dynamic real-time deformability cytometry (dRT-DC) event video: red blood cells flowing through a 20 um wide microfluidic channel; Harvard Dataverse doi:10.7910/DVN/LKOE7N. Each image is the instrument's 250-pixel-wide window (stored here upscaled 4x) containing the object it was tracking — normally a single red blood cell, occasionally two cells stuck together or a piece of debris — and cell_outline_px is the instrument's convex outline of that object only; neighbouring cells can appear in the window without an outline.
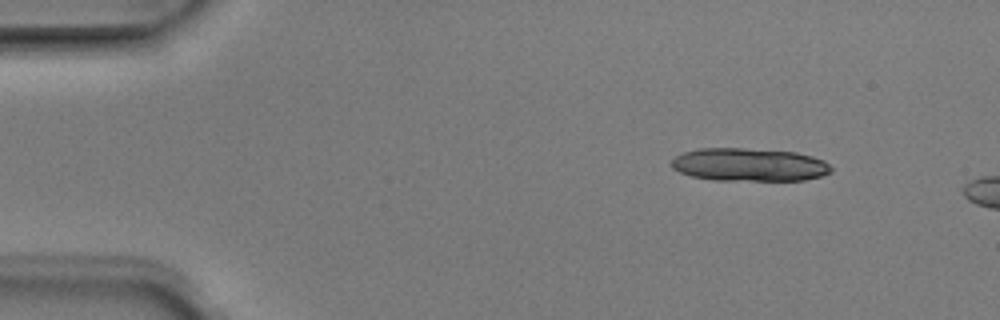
{"species": "Egyptian fruit bat (a non-hibernating species)", "species_latin": "Rousettus aegyptiacus", "temperature_condition": "room temperature", "stored_images_in_passage": 2, "camera_frame_rate_fps": 3000, "um_per_image_px": 0.085, "animal": {"sex": "male"}, "frame": {"image": 1, "passage_image": 1, "time_ms": 0.0, "image_size_px": [1000, 320], "cell_outline_px": [[832, 172], [820, 176], [804, 180], [712, 180], [692, 176], [680, 172], [672, 168], [668, 164], [676, 156], [684, 152], [700, 148], [744, 148], [796, 152], [812, 156], [824, 160], [832, 168]], "centroid_in_image_um": [63.67, 14.0], "position_along_channel_um": 21.3, "area_um2": 30.87}}